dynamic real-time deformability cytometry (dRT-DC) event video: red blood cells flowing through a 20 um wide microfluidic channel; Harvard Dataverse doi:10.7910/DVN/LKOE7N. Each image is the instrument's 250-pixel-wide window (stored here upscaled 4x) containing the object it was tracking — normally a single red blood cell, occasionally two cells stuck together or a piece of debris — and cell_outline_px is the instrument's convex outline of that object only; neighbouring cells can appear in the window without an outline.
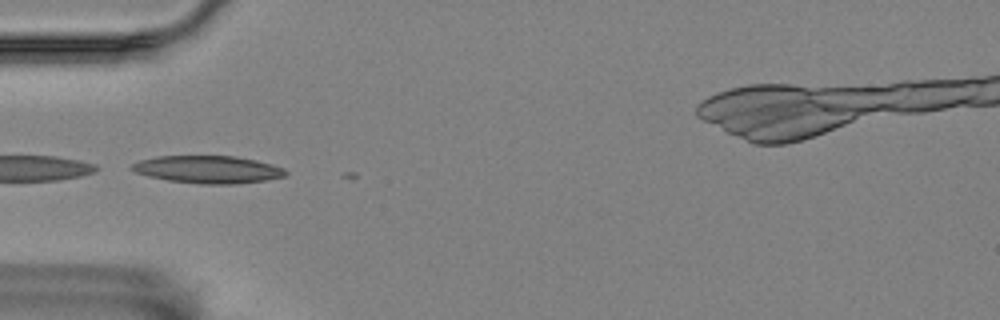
{"species": "Egyptian fruit bat (a non-hibernating species)", "species_latin": "Rousettus aegyptiacus", "temperature_condition": "room temperature", "stored_images_in_passage": 5, "camera_frame_rate_fps": 3000, "um_per_image_px": 0.085, "animal": {"sex": "female"}, "frame": {"image": 1, "passage_image": 5, "time_ms": 1.333, "image_size_px": [1000, 320], "cell_outline_px": [[288, 176], [264, 180], [236, 184], [200, 184], [168, 180], [148, 176], [136, 172], [128, 168], [132, 164], [140, 160], [156, 156], [236, 156], [256, 160], [272, 164], [284, 168], [288, 172]], "centroid_in_image_um": [17.69, 14.4], "position_along_channel_um": 67.3, "area_um2": 24.8}}